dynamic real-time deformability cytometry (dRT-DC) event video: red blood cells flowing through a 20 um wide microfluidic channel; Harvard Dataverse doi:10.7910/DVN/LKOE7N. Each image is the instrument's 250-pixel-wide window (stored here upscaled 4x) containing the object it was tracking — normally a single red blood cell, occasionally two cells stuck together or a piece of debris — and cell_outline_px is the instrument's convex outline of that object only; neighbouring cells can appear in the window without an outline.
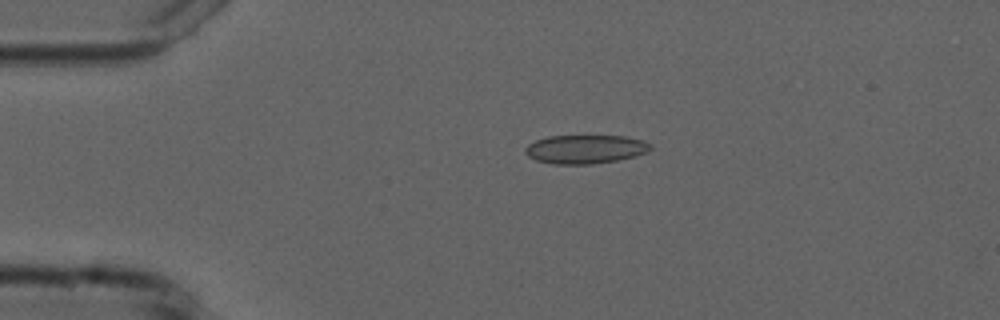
{"species": "common noctule bat (a hibernating species)", "species_latin": "Nyctalus noctula", "temperature_condition": "cold", "stored_images_in_passage": 3, "camera_frame_rate_fps": 3000, "um_per_image_px": 0.085, "animal": {"sex": "male", "forearm_length_mm": 52.5}, "frame": {"image": 1, "passage_image": 2, "time_ms": 1.333, "image_size_px": [1000, 320], "cell_outline_px": [[652, 148], [648, 152], [636, 156], [616, 160], [592, 164], [552, 164], [536, 160], [528, 156], [524, 152], [524, 148], [528, 144], [536, 140], [548, 136], [624, 136], [644, 140], [652, 144]], "centroid_in_image_um": [49.76, 12.68], "position_along_channel_um": 35.2, "area_um2": 21.1}}